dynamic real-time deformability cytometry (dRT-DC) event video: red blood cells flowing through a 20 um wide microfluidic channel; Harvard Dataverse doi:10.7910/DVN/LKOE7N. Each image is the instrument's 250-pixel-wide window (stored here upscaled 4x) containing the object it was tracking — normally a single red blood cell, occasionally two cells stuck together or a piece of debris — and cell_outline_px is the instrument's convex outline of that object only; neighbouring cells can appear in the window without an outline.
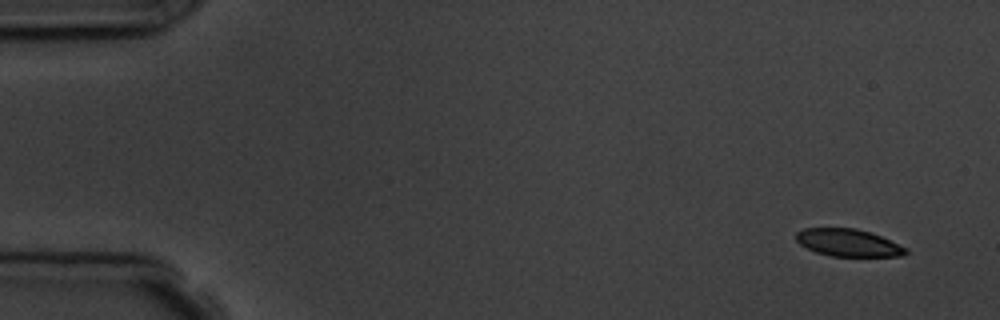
{"species": "common noctule bat (a hibernating species)", "species_latin": "Nyctalus noctula", "temperature_condition": "room temperature", "stored_images_in_passage": 6, "camera_frame_rate_fps": 3000, "um_per_image_px": 0.085, "animal": {"sex": "male", "body_mass_g": 19.5, "forearm_length_mm": 54.6}, "frame": {"image": 1, "passage_image": 1, "time_ms": 0.0, "image_size_px": [1000, 320], "cell_outline_px": [[908, 252], [904, 256], [832, 256], [816, 252], [800, 244], [796, 240], [796, 232], [804, 228], [856, 228], [872, 232], [908, 248]], "centroid_in_image_um": [72.13, 20.62], "position_along_channel_um": 12.9, "area_um2": 17.57}}
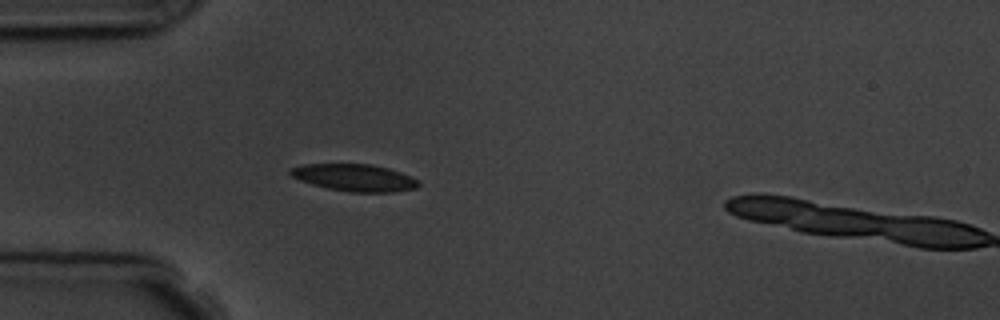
{"frame": {"image": 2, "passage_image": 5, "time_ms": 4.333, "image_size_px": [1000, 320], "cell_outline_px": [[420, 184], [416, 188], [392, 192], [348, 192], [328, 188], [312, 184], [300, 180], [292, 176], [288, 172], [288, 168], [304, 164], [368, 164], [388, 168], [400, 172], [420, 180]], "centroid_in_image_um": [30.12, 15.1], "position_along_channel_um": 54.9, "area_um2": 20.23}}